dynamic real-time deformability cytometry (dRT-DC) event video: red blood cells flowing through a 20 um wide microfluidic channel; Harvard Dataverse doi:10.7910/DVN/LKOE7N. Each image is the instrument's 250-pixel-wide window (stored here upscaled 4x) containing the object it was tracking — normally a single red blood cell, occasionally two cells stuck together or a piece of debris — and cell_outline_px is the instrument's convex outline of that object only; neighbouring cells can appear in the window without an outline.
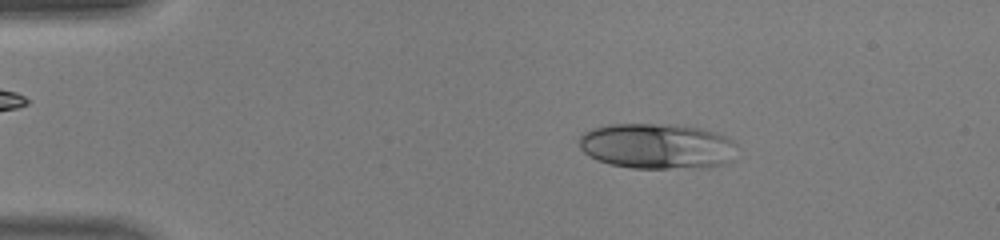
{"species": "human", "species_latin": "Homo sapiens", "temperature_condition": "warm", "stored_images_in_passage": 45, "camera_frame_rate_fps": 3000, "um_per_image_px": 0.085, "donor": {"sex": "male"}, "frame": {"image": 1, "passage_image": 8, "time_ms": 2.333, "image_size_px": [1000, 240], "cell_outline_px": [[736, 144], [732, 160], [724, 164], [708, 168], [632, 168], [608, 164], [596, 160], [588, 156], [580, 148], [580, 136], [584, 132], [592, 128], [608, 124], [676, 124], [700, 128], [716, 132], [732, 140]], "centroid_in_image_um": [55.85, 12.43], "position_along_channel_um": 29.2, "area_um2": 42.37}}
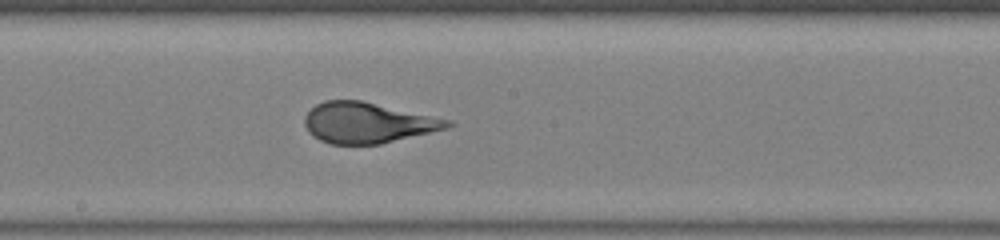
{"frame": {"image": 2, "passage_image": 25, "time_ms": 8.0, "image_size_px": [1000, 240], "cell_outline_px": [[456, 124], [448, 128], [380, 144], [332, 144], [320, 140], [312, 136], [308, 132], [304, 124], [304, 116], [316, 104], [324, 100], [360, 100], [452, 120]], "centroid_in_image_um": [31.25, 10.43], "position_along_channel_um": 217.0, "area_um2": 33.81}}
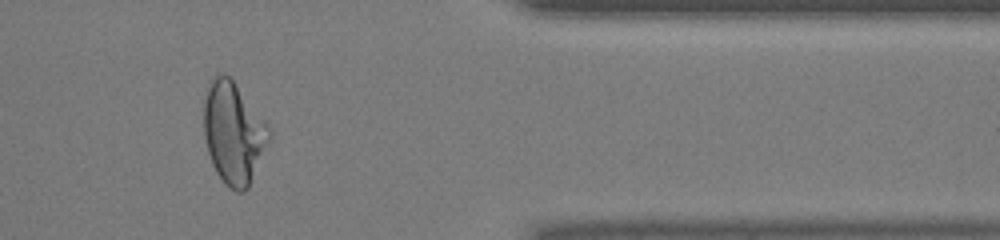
{"frame": {"image": 3, "passage_image": 38, "time_ms": 12.333, "image_size_px": [1000, 240], "cell_outline_px": [[272, 136], [248, 188], [244, 192], [236, 192], [228, 188], [224, 184], [216, 172], [212, 164], [208, 152], [204, 136], [204, 100], [208, 88], [212, 80], [220, 72], [224, 72], [232, 80], [272, 128]], "centroid_in_image_um": [19.87, 11.34], "position_along_channel_um": 391.5, "area_um2": 38.84}, "authors_computed_cell_mechanics": {"area_um2": 38.0902, "velocity_mm_per_s": 4.4849, "shape_relaxation_time_tau1_ms": 5.0094, "shape_relaxation_time_tau2_ms": null, "deformation_change_tau1": 0.2581, "deformation_change_tau2": null}}